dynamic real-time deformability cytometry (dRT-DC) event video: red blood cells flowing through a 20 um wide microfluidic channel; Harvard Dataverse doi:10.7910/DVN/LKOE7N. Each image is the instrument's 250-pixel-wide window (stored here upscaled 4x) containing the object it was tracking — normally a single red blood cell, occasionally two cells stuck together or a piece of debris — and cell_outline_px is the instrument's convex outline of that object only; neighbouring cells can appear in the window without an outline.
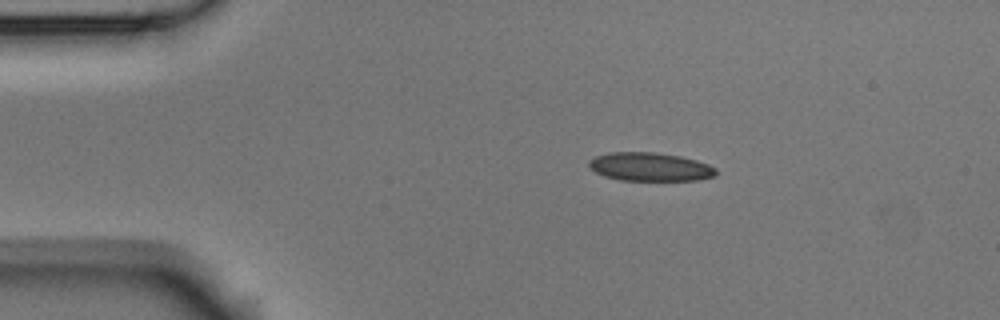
{"species": "Egyptian fruit bat (a non-hibernating species)", "species_latin": "Rousettus aegyptiacus", "temperature_condition": "room temperature", "stored_images_in_passage": 4, "camera_frame_rate_fps": 3000, "um_per_image_px": 0.085, "animal": {"sex": "male"}, "frame": {"image": 1, "passage_image": 3, "time_ms": 0.667, "image_size_px": [1000, 320], "cell_outline_px": [[716, 176], [696, 180], [620, 180], [604, 176], [596, 172], [588, 164], [588, 160], [596, 156], [608, 152], [652, 152], [680, 156], [696, 160], [708, 164], [716, 168]], "centroid_in_image_um": [55.25, 14.18], "position_along_channel_um": 29.8, "area_um2": 21.04}}